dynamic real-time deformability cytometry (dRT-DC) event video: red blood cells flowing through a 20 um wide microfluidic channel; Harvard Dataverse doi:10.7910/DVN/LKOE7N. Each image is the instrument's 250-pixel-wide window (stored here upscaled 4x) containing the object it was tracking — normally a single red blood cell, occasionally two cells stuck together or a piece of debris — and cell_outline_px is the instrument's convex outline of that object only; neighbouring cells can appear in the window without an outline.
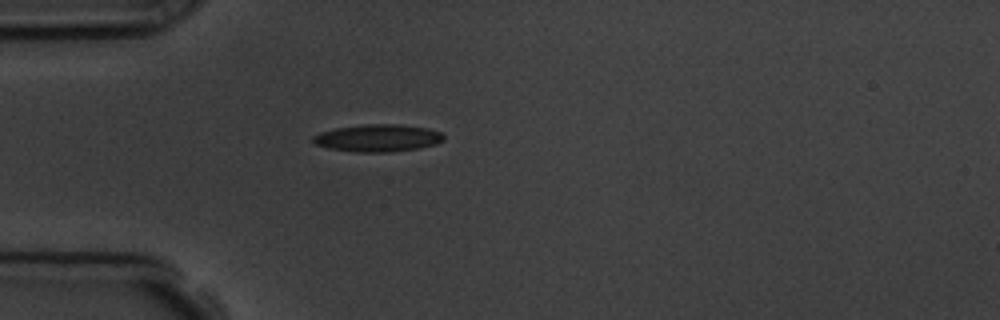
{"species": "common noctule bat (a hibernating species)", "species_latin": "Nyctalus noctula", "temperature_condition": "room temperature", "stored_images_in_passage": 1, "camera_frame_rate_fps": 3000, "um_per_image_px": 0.085, "animal": {"sex": "male", "body_mass_g": 19.5, "forearm_length_mm": 54.6}, "frame": {"image": 1, "passage_image": 1, "time_ms": 0.0, "image_size_px": [1000, 320], "cell_outline_px": [[444, 140], [436, 144], [420, 148], [392, 152], [356, 152], [328, 148], [312, 144], [312, 136], [320, 132], [336, 128], [364, 124], [400, 124], [428, 128], [440, 132], [444, 136]], "centroid_in_image_um": [32.1, 11.73], "position_along_channel_um": 52.9, "area_um2": 21.04}}